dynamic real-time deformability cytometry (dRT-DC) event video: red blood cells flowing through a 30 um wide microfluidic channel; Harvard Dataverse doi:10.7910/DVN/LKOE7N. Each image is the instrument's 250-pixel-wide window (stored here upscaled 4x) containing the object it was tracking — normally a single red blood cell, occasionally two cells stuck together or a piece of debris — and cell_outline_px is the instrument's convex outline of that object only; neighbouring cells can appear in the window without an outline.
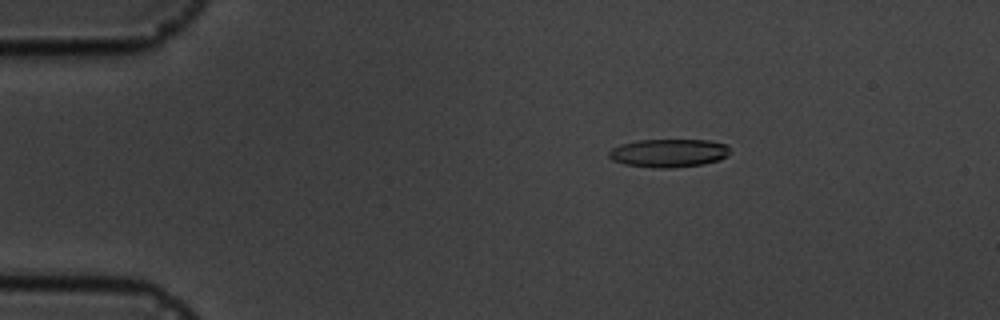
{"species": "common noctule bat (a hibernating species)", "species_latin": "Nyctalus noctula", "temperature_condition": "cold", "stored_images_in_passage": 5, "camera_frame_rate_fps": 3000, "um_per_image_px": 0.085, "animal": {"sex": "male", "body_mass_g": 19.5, "forearm_length_mm": 54.6}, "frame": {"image": 1, "passage_image": 3, "time_ms": 2.333, "image_size_px": [1000, 320], "cell_outline_px": [[728, 156], [720, 160], [704, 164], [672, 168], [652, 168], [624, 164], [612, 160], [608, 156], [608, 152], [612, 148], [620, 144], [636, 140], [708, 140], [728, 144]], "centroid_in_image_um": [56.83, 13.01], "position_along_channel_um": 28.2, "area_um2": 20.17}}